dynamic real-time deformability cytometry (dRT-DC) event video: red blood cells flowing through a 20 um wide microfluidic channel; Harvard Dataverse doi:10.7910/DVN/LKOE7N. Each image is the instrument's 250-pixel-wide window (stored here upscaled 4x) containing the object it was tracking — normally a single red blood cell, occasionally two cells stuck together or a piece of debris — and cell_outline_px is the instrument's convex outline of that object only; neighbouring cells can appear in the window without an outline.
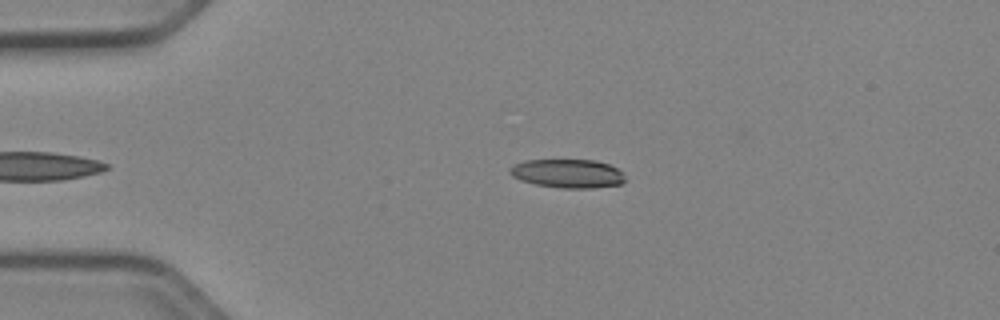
{"species": "Egyptian fruit bat (a non-hibernating species)", "species_latin": "Rousettus aegyptiacus", "temperature_condition": "cold", "stored_images_in_passage": 37, "camera_frame_rate_fps": 3000, "um_per_image_px": 0.085, "animal": {"sex": "female"}, "frame": {"image": 1, "passage_image": 3, "time_ms": 0.667, "image_size_px": [1000, 320], "cell_outline_px": [[628, 180], [620, 184], [592, 188], [560, 188], [536, 184], [520, 180], [512, 176], [508, 172], [508, 168], [512, 164], [524, 160], [596, 160], [608, 164], [616, 168]], "centroid_in_image_um": [48.21, 14.74], "position_along_channel_um": 36.8, "area_um2": 19.42}}
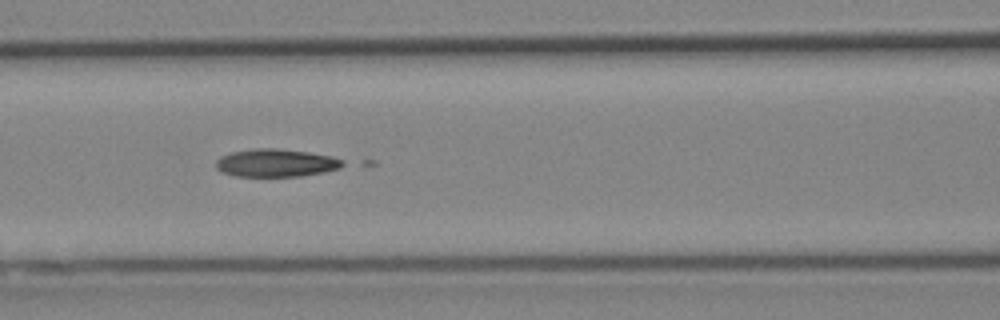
{"frame": {"image": 2, "passage_image": 14, "time_ms": 4.333, "image_size_px": [1000, 320], "cell_outline_px": [[348, 164], [340, 168], [324, 172], [300, 176], [236, 176], [220, 172], [216, 168], [216, 160], [220, 156], [232, 152], [256, 148], [276, 148], [308, 152], [332, 156], [344, 160]], "centroid_in_image_um": [23.48, 13.85], "position_along_channel_um": 143.1, "area_um2": 20.75}}
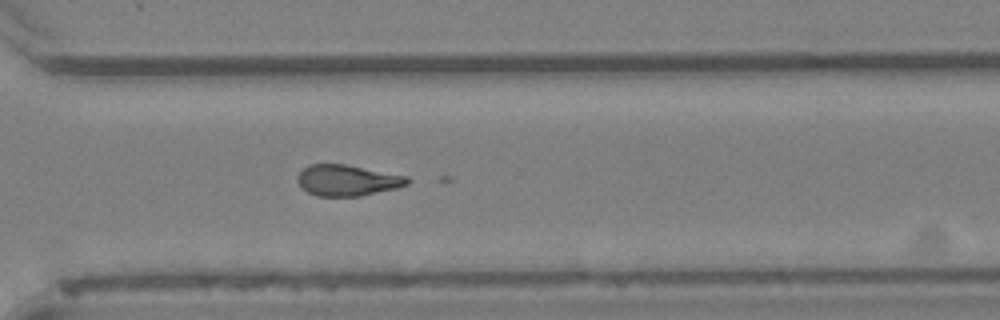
{"frame": {"image": 3, "passage_image": 29, "time_ms": 9.333, "image_size_px": [1000, 320], "cell_outline_px": [[408, 184], [396, 188], [360, 196], [316, 196], [308, 192], [296, 180], [300, 172], [308, 164], [344, 164], [408, 176]], "centroid_in_image_um": [29.51, 15.32], "position_along_channel_um": 341.1, "area_um2": 19.65}}